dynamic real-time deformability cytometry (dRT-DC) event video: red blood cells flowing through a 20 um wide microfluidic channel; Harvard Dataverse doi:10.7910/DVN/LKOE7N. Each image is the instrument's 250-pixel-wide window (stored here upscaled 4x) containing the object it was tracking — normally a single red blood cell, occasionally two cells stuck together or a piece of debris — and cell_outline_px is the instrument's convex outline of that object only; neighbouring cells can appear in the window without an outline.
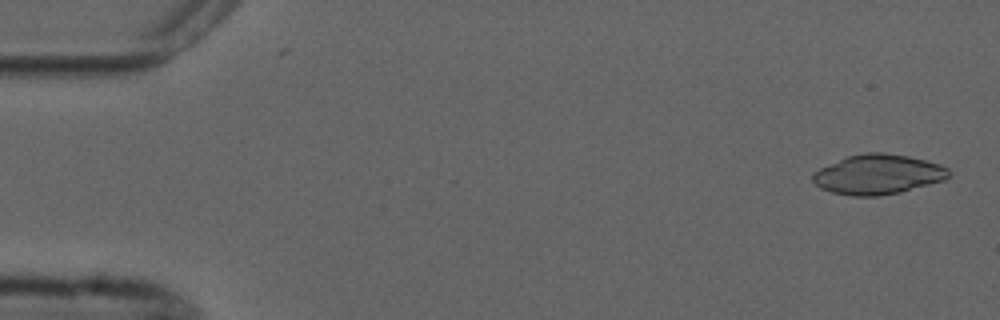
{"species": "common noctule bat (a hibernating species)", "species_latin": "Nyctalus noctula", "temperature_condition": "cold", "stored_images_in_passage": 6, "camera_frame_rate_fps": 3000, "um_per_image_px": 0.085, "animal": {"sex": "male", "forearm_length_mm": 52.5}, "frame": {"image": 1, "passage_image": 1, "time_ms": 0.0, "image_size_px": [1000, 320], "cell_outline_px": [[952, 172], [944, 180], [900, 192], [876, 196], [852, 196], [832, 192], [820, 188], [812, 180], [812, 172], [820, 168], [848, 156], [864, 152], [884, 152], [908, 156], [940, 164], [948, 168]], "centroid_in_image_um": [74.62, 14.82], "position_along_channel_um": 10.4, "area_um2": 31.5}}